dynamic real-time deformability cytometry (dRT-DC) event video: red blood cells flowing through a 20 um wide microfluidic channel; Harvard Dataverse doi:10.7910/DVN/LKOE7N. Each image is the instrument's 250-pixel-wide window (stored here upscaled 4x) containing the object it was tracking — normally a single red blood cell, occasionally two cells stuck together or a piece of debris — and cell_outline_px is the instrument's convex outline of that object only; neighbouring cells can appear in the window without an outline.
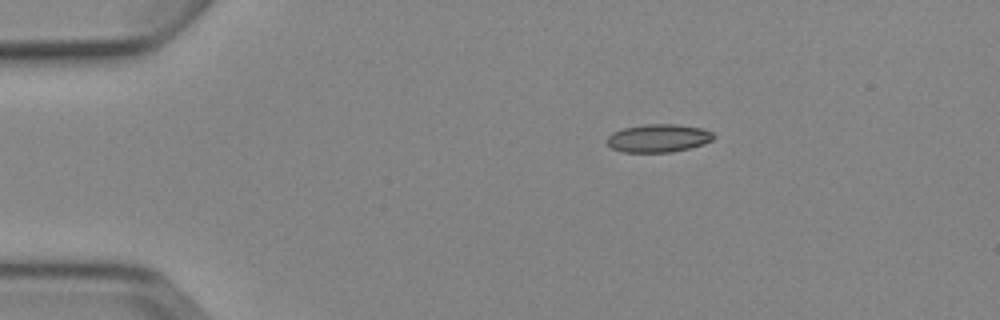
{"species": "Egyptian fruit bat (a non-hibernating species)", "species_latin": "Rousettus aegyptiacus", "temperature_condition": "cold", "stored_images_in_passage": 7, "camera_frame_rate_fps": 3000, "um_per_image_px": 0.085, "animal": {"sex": "female"}, "frame": {"image": 1, "passage_image": 1, "time_ms": 0.0, "image_size_px": [1000, 320], "cell_outline_px": [[716, 136], [712, 140], [704, 144], [672, 152], [624, 152], [612, 148], [608, 144], [608, 136], [612, 132], [624, 128], [644, 124], [676, 124], [704, 128], [712, 132]], "centroid_in_image_um": [55.99, 11.73], "position_along_channel_um": 29.0, "area_um2": 17.46}}
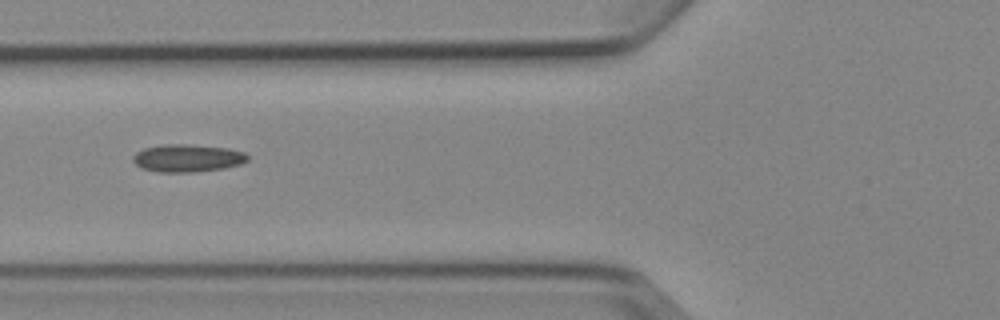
{"frame": {"image": 2, "passage_image": 4, "time_ms": 3.667, "image_size_px": [1000, 320], "cell_outline_px": [[248, 160], [240, 164], [224, 168], [192, 172], [156, 172], [140, 168], [132, 160], [132, 156], [136, 152], [144, 148], [168, 144], [188, 144], [228, 148], [244, 152], [248, 156]], "centroid_in_image_um": [15.91, 13.44], "position_along_channel_um": 109.9, "area_um2": 18.5}}
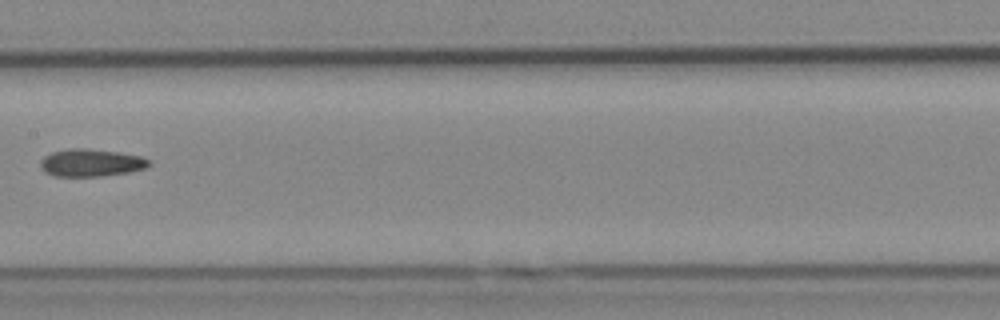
{"frame": {"image": 3, "passage_image": 6, "time_ms": 6.0, "image_size_px": [1000, 320], "cell_outline_px": [[152, 164], [144, 168], [128, 172], [104, 176], [52, 176], [44, 172], [40, 168], [40, 160], [44, 156], [52, 152], [72, 148], [84, 148], [120, 152], [140, 156], [148, 160]], "centroid_in_image_um": [7.7, 13.84], "position_along_channel_um": 199.7, "area_um2": 17.46}}